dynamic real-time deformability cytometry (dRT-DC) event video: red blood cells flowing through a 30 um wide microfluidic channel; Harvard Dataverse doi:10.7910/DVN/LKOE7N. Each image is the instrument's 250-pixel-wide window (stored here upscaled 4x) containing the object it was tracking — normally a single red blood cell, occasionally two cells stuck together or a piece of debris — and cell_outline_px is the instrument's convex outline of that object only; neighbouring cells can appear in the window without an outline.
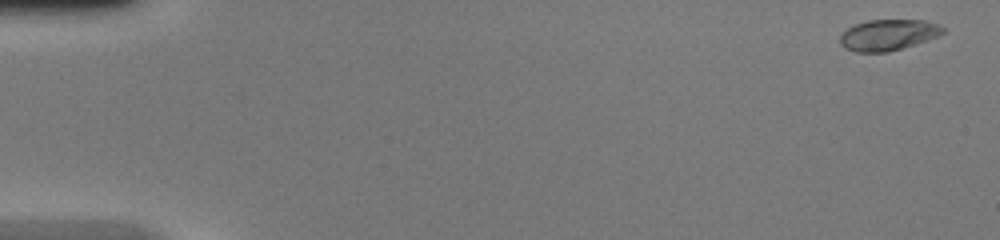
{"species": "common noctule bat (a hibernating species)", "species_latin": "Nyctalus noctula", "temperature_condition": "warm", "stored_images_in_passage": 48, "camera_frame_rate_fps": 3000, "um_per_image_px": 0.085, "animal": {"sex": "female", "body_mass_g": 20.0, "forearm_length_mm": 54.0}, "frame": {"image": 1, "passage_image": 1, "time_ms": 0.0, "image_size_px": [1000, 240], "cell_outline_px": [[944, 32], [936, 36], [888, 52], [856, 52], [844, 48], [840, 44], [840, 36], [848, 28], [856, 24], [868, 20], [924, 20], [936, 24], [944, 28]], "centroid_in_image_um": [75.44, 2.96], "position_along_channel_um": 9.6, "area_um2": 18.15}}
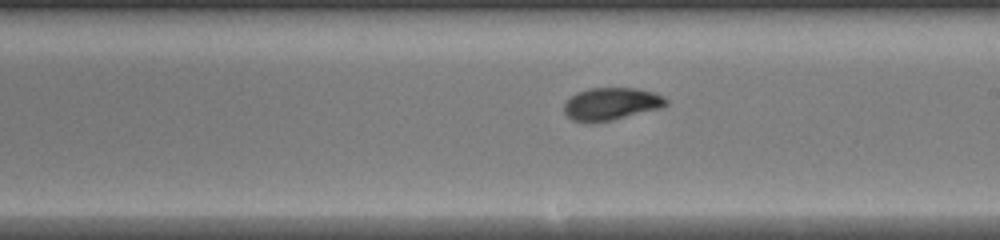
{"frame": {"image": 2, "passage_image": 28, "time_ms": 9.0, "image_size_px": [1000, 240], "cell_outline_px": [[668, 104], [660, 108], [612, 120], [592, 124], [584, 124], [572, 120], [564, 112], [564, 104], [576, 92], [588, 88], [636, 88], [656, 92], [664, 96], [668, 100]], "centroid_in_image_um": [51.94, 8.84], "position_along_channel_um": 237.1, "area_um2": 19.65}}
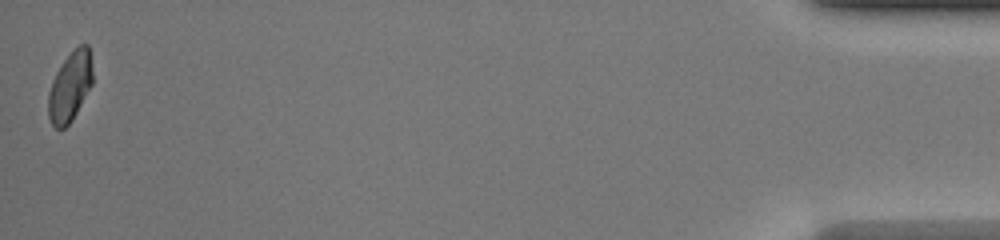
{"frame": {"image": 3, "passage_image": 48, "time_ms": 15.667, "image_size_px": [1000, 240], "cell_outline_px": [[92, 84], [72, 120], [64, 128], [56, 128], [52, 124], [48, 116], [48, 92], [52, 80], [56, 72], [64, 60], [80, 44], [88, 44], [92, 68]], "centroid_in_image_um": [5.94, 7.37], "position_along_channel_um": 429.3, "area_um2": 17.74}, "authors_computed_cell_mechanics": {"area_um2": 19.1896, "velocity_mm_per_s": 4.252, "shape_relaxation_time_tau1_ms": 5.3583, "shape_relaxation_time_tau2_ms": 0.8189, "deformation_change_tau1": 0.192, "deformation_change_tau2": 0.041}}